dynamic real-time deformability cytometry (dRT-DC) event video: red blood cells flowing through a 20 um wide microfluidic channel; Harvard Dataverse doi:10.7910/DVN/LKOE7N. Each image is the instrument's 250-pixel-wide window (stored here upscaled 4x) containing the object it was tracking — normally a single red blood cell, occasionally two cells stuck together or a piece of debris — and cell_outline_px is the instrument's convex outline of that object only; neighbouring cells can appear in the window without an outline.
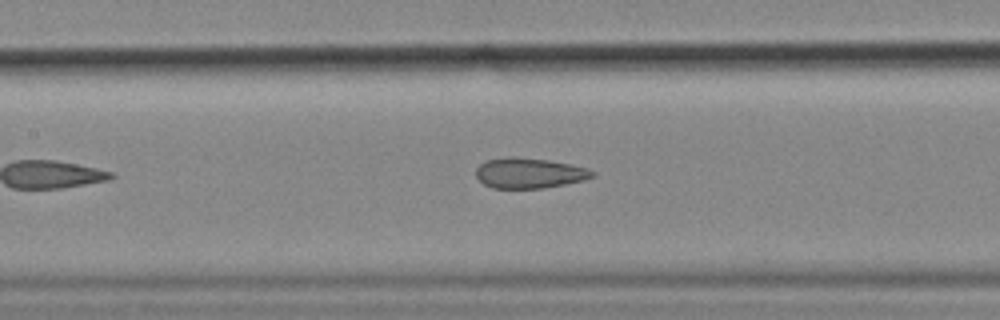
{"species": "common noctule bat (a hibernating species)", "species_latin": "Nyctalus noctula", "temperature_condition": "cold", "stored_images_in_passage": 28, "camera_frame_rate_fps": 3000, "um_per_image_px": 0.085, "animal": {"sex": "female", "body_mass_g": 18.4}, "frame": {"image": 1, "passage_image": 13, "time_ms": 4.0, "image_size_px": [1000, 320], "cell_outline_px": [[596, 176], [584, 180], [544, 188], [492, 188], [484, 184], [476, 176], [476, 168], [480, 164], [488, 160], [508, 156], [512, 156], [548, 160], [572, 164], [588, 168], [596, 172]], "centroid_in_image_um": [45.02, 14.71], "position_along_channel_um": 162.4, "area_um2": 20.69}}